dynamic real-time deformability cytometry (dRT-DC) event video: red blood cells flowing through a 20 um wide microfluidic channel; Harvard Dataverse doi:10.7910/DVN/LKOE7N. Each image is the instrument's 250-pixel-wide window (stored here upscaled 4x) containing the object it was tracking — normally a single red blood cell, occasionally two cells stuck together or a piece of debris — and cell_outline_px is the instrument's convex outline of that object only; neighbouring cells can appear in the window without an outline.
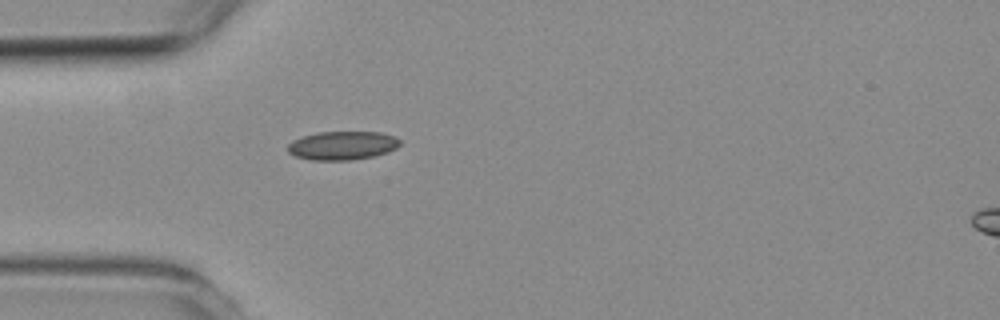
{"species": "common noctule bat (a hibernating species)", "species_latin": "Nyctalus noctula", "temperature_condition": "room temperature", "stored_images_in_passage": 2, "segment_of_instrument_passage": [1, 2], "camera_frame_rate_fps": 3000, "um_per_image_px": 0.085, "animal": {"sex": "female", "body_mass_g": 19.3, "forearm_length_mm": 54.1}, "frame": {"image": 1, "passage_image": 1, "time_ms": 0.0, "image_size_px": [1000, 320], "cell_outline_px": [[400, 144], [396, 148], [388, 152], [372, 156], [348, 160], [312, 160], [296, 156], [288, 152], [288, 144], [292, 140], [304, 136], [320, 132], [380, 132], [396, 136], [400, 140]], "centroid_in_image_um": [29.12, 12.36], "position_along_channel_um": 55.9, "area_um2": 18.61}}